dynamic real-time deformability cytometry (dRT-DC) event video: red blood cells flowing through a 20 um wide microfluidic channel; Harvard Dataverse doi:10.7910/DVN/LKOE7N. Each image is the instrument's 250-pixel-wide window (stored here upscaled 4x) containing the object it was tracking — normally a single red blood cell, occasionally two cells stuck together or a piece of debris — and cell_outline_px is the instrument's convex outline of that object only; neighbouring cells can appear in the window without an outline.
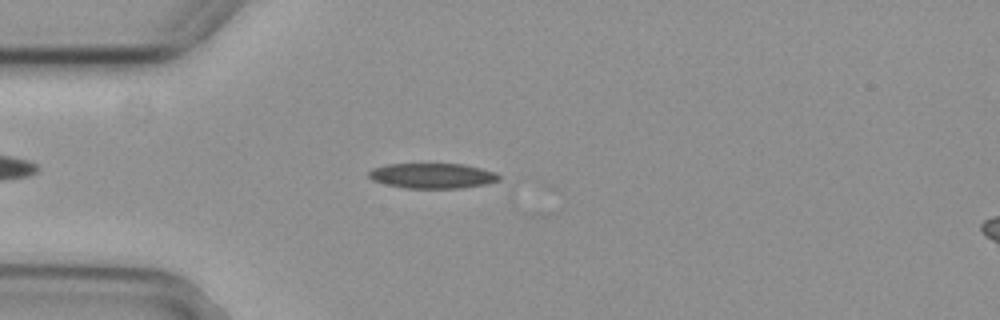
{"species": "common noctule bat (a hibernating species)", "species_latin": "Nyctalus noctula", "temperature_condition": "cold", "stored_images_in_passage": 5, "camera_frame_rate_fps": 3000, "um_per_image_px": 0.085, "animal": {"sex": "female", "body_mass_g": 29.2, "forearm_length_mm": 56.3}, "frame": {"image": 1, "passage_image": 4, "time_ms": 1.0, "image_size_px": [1000, 320], "cell_outline_px": [[500, 180], [488, 184], [460, 188], [404, 188], [372, 180], [368, 176], [368, 172], [372, 168], [388, 164], [464, 164], [496, 172], [500, 176]], "centroid_in_image_um": [36.78, 14.94], "position_along_channel_um": 48.2, "area_um2": 19.13}}